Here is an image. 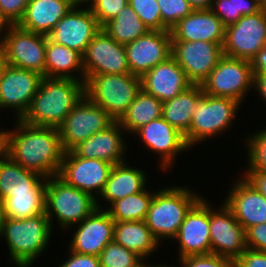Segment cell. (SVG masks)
Masks as SVG:
<instances>
[{"label": "cell", "mask_w": 266, "mask_h": 267, "mask_svg": "<svg viewBox=\"0 0 266 267\" xmlns=\"http://www.w3.org/2000/svg\"><path fill=\"white\" fill-rule=\"evenodd\" d=\"M98 257L100 267H137L144 261L136 252L114 241L108 243Z\"/></svg>", "instance_id": "cell-37"}, {"label": "cell", "mask_w": 266, "mask_h": 267, "mask_svg": "<svg viewBox=\"0 0 266 267\" xmlns=\"http://www.w3.org/2000/svg\"><path fill=\"white\" fill-rule=\"evenodd\" d=\"M85 96V82L70 78L43 77L22 121L58 128L68 113Z\"/></svg>", "instance_id": "cell-2"}, {"label": "cell", "mask_w": 266, "mask_h": 267, "mask_svg": "<svg viewBox=\"0 0 266 267\" xmlns=\"http://www.w3.org/2000/svg\"><path fill=\"white\" fill-rule=\"evenodd\" d=\"M256 89L258 97L266 102V72L254 75V90Z\"/></svg>", "instance_id": "cell-49"}, {"label": "cell", "mask_w": 266, "mask_h": 267, "mask_svg": "<svg viewBox=\"0 0 266 267\" xmlns=\"http://www.w3.org/2000/svg\"><path fill=\"white\" fill-rule=\"evenodd\" d=\"M253 134V135H252ZM244 139L247 147L246 168L244 171H261L266 173V126Z\"/></svg>", "instance_id": "cell-38"}, {"label": "cell", "mask_w": 266, "mask_h": 267, "mask_svg": "<svg viewBox=\"0 0 266 267\" xmlns=\"http://www.w3.org/2000/svg\"><path fill=\"white\" fill-rule=\"evenodd\" d=\"M187 186H169L155 190L145 219L146 225L155 239L173 240L186 214L202 198Z\"/></svg>", "instance_id": "cell-4"}, {"label": "cell", "mask_w": 266, "mask_h": 267, "mask_svg": "<svg viewBox=\"0 0 266 267\" xmlns=\"http://www.w3.org/2000/svg\"><path fill=\"white\" fill-rule=\"evenodd\" d=\"M14 122L13 130H7L6 155L41 176H57L65 153L58 128Z\"/></svg>", "instance_id": "cell-1"}, {"label": "cell", "mask_w": 266, "mask_h": 267, "mask_svg": "<svg viewBox=\"0 0 266 267\" xmlns=\"http://www.w3.org/2000/svg\"><path fill=\"white\" fill-rule=\"evenodd\" d=\"M141 89V77L131 73L93 75L85 81V96L115 121L127 112Z\"/></svg>", "instance_id": "cell-5"}, {"label": "cell", "mask_w": 266, "mask_h": 267, "mask_svg": "<svg viewBox=\"0 0 266 267\" xmlns=\"http://www.w3.org/2000/svg\"><path fill=\"white\" fill-rule=\"evenodd\" d=\"M112 167L113 164L103 160L78 157L71 150L64 153L57 176L66 184L90 194L97 200L104 189Z\"/></svg>", "instance_id": "cell-12"}, {"label": "cell", "mask_w": 266, "mask_h": 267, "mask_svg": "<svg viewBox=\"0 0 266 267\" xmlns=\"http://www.w3.org/2000/svg\"><path fill=\"white\" fill-rule=\"evenodd\" d=\"M47 178L23 168L8 155L0 159V201L12 192L45 191Z\"/></svg>", "instance_id": "cell-28"}, {"label": "cell", "mask_w": 266, "mask_h": 267, "mask_svg": "<svg viewBox=\"0 0 266 267\" xmlns=\"http://www.w3.org/2000/svg\"><path fill=\"white\" fill-rule=\"evenodd\" d=\"M171 56L193 85H201L223 56V44L207 41H172Z\"/></svg>", "instance_id": "cell-13"}, {"label": "cell", "mask_w": 266, "mask_h": 267, "mask_svg": "<svg viewBox=\"0 0 266 267\" xmlns=\"http://www.w3.org/2000/svg\"><path fill=\"white\" fill-rule=\"evenodd\" d=\"M77 225H74L76 231L69 242L68 250L99 256L105 246L113 241L115 221L105 209L96 208Z\"/></svg>", "instance_id": "cell-21"}, {"label": "cell", "mask_w": 266, "mask_h": 267, "mask_svg": "<svg viewBox=\"0 0 266 267\" xmlns=\"http://www.w3.org/2000/svg\"><path fill=\"white\" fill-rule=\"evenodd\" d=\"M209 201L202 197L186 214L176 237L178 256L185 258L211 253Z\"/></svg>", "instance_id": "cell-19"}, {"label": "cell", "mask_w": 266, "mask_h": 267, "mask_svg": "<svg viewBox=\"0 0 266 267\" xmlns=\"http://www.w3.org/2000/svg\"><path fill=\"white\" fill-rule=\"evenodd\" d=\"M218 210L209 204L211 253L235 261L246 250L245 229L224 203Z\"/></svg>", "instance_id": "cell-16"}, {"label": "cell", "mask_w": 266, "mask_h": 267, "mask_svg": "<svg viewBox=\"0 0 266 267\" xmlns=\"http://www.w3.org/2000/svg\"><path fill=\"white\" fill-rule=\"evenodd\" d=\"M113 241L136 252L144 260L160 247L145 221H115Z\"/></svg>", "instance_id": "cell-30"}, {"label": "cell", "mask_w": 266, "mask_h": 267, "mask_svg": "<svg viewBox=\"0 0 266 267\" xmlns=\"http://www.w3.org/2000/svg\"><path fill=\"white\" fill-rule=\"evenodd\" d=\"M97 208L90 194L66 184L58 176L48 177L45 190V214L53 227L70 229L87 218ZM56 217V218H55Z\"/></svg>", "instance_id": "cell-6"}, {"label": "cell", "mask_w": 266, "mask_h": 267, "mask_svg": "<svg viewBox=\"0 0 266 267\" xmlns=\"http://www.w3.org/2000/svg\"><path fill=\"white\" fill-rule=\"evenodd\" d=\"M241 103L232 98L202 94L193 112L188 132L184 135L186 144L191 147L225 133L234 123Z\"/></svg>", "instance_id": "cell-7"}, {"label": "cell", "mask_w": 266, "mask_h": 267, "mask_svg": "<svg viewBox=\"0 0 266 267\" xmlns=\"http://www.w3.org/2000/svg\"><path fill=\"white\" fill-rule=\"evenodd\" d=\"M233 183L224 203L245 231L254 225L266 223V198L243 175Z\"/></svg>", "instance_id": "cell-22"}, {"label": "cell", "mask_w": 266, "mask_h": 267, "mask_svg": "<svg viewBox=\"0 0 266 267\" xmlns=\"http://www.w3.org/2000/svg\"><path fill=\"white\" fill-rule=\"evenodd\" d=\"M226 26L210 10H194L170 30L172 41H207L223 44Z\"/></svg>", "instance_id": "cell-25"}, {"label": "cell", "mask_w": 266, "mask_h": 267, "mask_svg": "<svg viewBox=\"0 0 266 267\" xmlns=\"http://www.w3.org/2000/svg\"><path fill=\"white\" fill-rule=\"evenodd\" d=\"M203 89L201 85H192L174 98L163 102L162 117L180 133L185 135L189 128Z\"/></svg>", "instance_id": "cell-31"}, {"label": "cell", "mask_w": 266, "mask_h": 267, "mask_svg": "<svg viewBox=\"0 0 266 267\" xmlns=\"http://www.w3.org/2000/svg\"><path fill=\"white\" fill-rule=\"evenodd\" d=\"M201 86L207 95L232 98L243 104L248 92L254 90L251 61L223 55Z\"/></svg>", "instance_id": "cell-8"}, {"label": "cell", "mask_w": 266, "mask_h": 267, "mask_svg": "<svg viewBox=\"0 0 266 267\" xmlns=\"http://www.w3.org/2000/svg\"><path fill=\"white\" fill-rule=\"evenodd\" d=\"M82 57L85 81L93 75L130 73L125 46L103 29L90 41Z\"/></svg>", "instance_id": "cell-15"}, {"label": "cell", "mask_w": 266, "mask_h": 267, "mask_svg": "<svg viewBox=\"0 0 266 267\" xmlns=\"http://www.w3.org/2000/svg\"><path fill=\"white\" fill-rule=\"evenodd\" d=\"M53 228L45 213L21 220L4 217L0 239L6 240L11 263L31 267L46 250Z\"/></svg>", "instance_id": "cell-3"}, {"label": "cell", "mask_w": 266, "mask_h": 267, "mask_svg": "<svg viewBox=\"0 0 266 267\" xmlns=\"http://www.w3.org/2000/svg\"><path fill=\"white\" fill-rule=\"evenodd\" d=\"M5 218L25 219L45 213V191L12 192L2 201Z\"/></svg>", "instance_id": "cell-33"}, {"label": "cell", "mask_w": 266, "mask_h": 267, "mask_svg": "<svg viewBox=\"0 0 266 267\" xmlns=\"http://www.w3.org/2000/svg\"><path fill=\"white\" fill-rule=\"evenodd\" d=\"M261 9V0H213L210 8L226 27Z\"/></svg>", "instance_id": "cell-36"}, {"label": "cell", "mask_w": 266, "mask_h": 267, "mask_svg": "<svg viewBox=\"0 0 266 267\" xmlns=\"http://www.w3.org/2000/svg\"><path fill=\"white\" fill-rule=\"evenodd\" d=\"M45 77L70 78L85 82L82 55L76 50L54 43L47 36Z\"/></svg>", "instance_id": "cell-29"}, {"label": "cell", "mask_w": 266, "mask_h": 267, "mask_svg": "<svg viewBox=\"0 0 266 267\" xmlns=\"http://www.w3.org/2000/svg\"><path fill=\"white\" fill-rule=\"evenodd\" d=\"M246 247L266 252V223H261L245 231Z\"/></svg>", "instance_id": "cell-44"}, {"label": "cell", "mask_w": 266, "mask_h": 267, "mask_svg": "<svg viewBox=\"0 0 266 267\" xmlns=\"http://www.w3.org/2000/svg\"><path fill=\"white\" fill-rule=\"evenodd\" d=\"M262 2V10L266 13V0H261Z\"/></svg>", "instance_id": "cell-58"}, {"label": "cell", "mask_w": 266, "mask_h": 267, "mask_svg": "<svg viewBox=\"0 0 266 267\" xmlns=\"http://www.w3.org/2000/svg\"><path fill=\"white\" fill-rule=\"evenodd\" d=\"M180 267H233L234 261L214 253L188 256L178 259Z\"/></svg>", "instance_id": "cell-42"}, {"label": "cell", "mask_w": 266, "mask_h": 267, "mask_svg": "<svg viewBox=\"0 0 266 267\" xmlns=\"http://www.w3.org/2000/svg\"><path fill=\"white\" fill-rule=\"evenodd\" d=\"M29 0H0V16L9 24L17 25L22 19Z\"/></svg>", "instance_id": "cell-43"}, {"label": "cell", "mask_w": 266, "mask_h": 267, "mask_svg": "<svg viewBox=\"0 0 266 267\" xmlns=\"http://www.w3.org/2000/svg\"><path fill=\"white\" fill-rule=\"evenodd\" d=\"M124 46L130 73L142 77L171 56L172 38L170 31L149 30Z\"/></svg>", "instance_id": "cell-20"}, {"label": "cell", "mask_w": 266, "mask_h": 267, "mask_svg": "<svg viewBox=\"0 0 266 267\" xmlns=\"http://www.w3.org/2000/svg\"><path fill=\"white\" fill-rule=\"evenodd\" d=\"M115 120L99 105L84 96L58 127L64 151L106 129Z\"/></svg>", "instance_id": "cell-9"}, {"label": "cell", "mask_w": 266, "mask_h": 267, "mask_svg": "<svg viewBox=\"0 0 266 267\" xmlns=\"http://www.w3.org/2000/svg\"><path fill=\"white\" fill-rule=\"evenodd\" d=\"M7 130L0 128V159L6 155Z\"/></svg>", "instance_id": "cell-51"}, {"label": "cell", "mask_w": 266, "mask_h": 267, "mask_svg": "<svg viewBox=\"0 0 266 267\" xmlns=\"http://www.w3.org/2000/svg\"><path fill=\"white\" fill-rule=\"evenodd\" d=\"M8 25L9 24L0 16V45H2V41L5 36V31Z\"/></svg>", "instance_id": "cell-52"}, {"label": "cell", "mask_w": 266, "mask_h": 267, "mask_svg": "<svg viewBox=\"0 0 266 267\" xmlns=\"http://www.w3.org/2000/svg\"><path fill=\"white\" fill-rule=\"evenodd\" d=\"M149 267H175V266H171V265H169V266H167V265H163V264H157V265H152L151 263H150V265H149ZM177 267H178V265H177ZM180 267V266H179Z\"/></svg>", "instance_id": "cell-56"}, {"label": "cell", "mask_w": 266, "mask_h": 267, "mask_svg": "<svg viewBox=\"0 0 266 267\" xmlns=\"http://www.w3.org/2000/svg\"><path fill=\"white\" fill-rule=\"evenodd\" d=\"M102 29L91 10L84 5L73 8L56 24L48 38L76 50L82 56L94 36Z\"/></svg>", "instance_id": "cell-17"}, {"label": "cell", "mask_w": 266, "mask_h": 267, "mask_svg": "<svg viewBox=\"0 0 266 267\" xmlns=\"http://www.w3.org/2000/svg\"><path fill=\"white\" fill-rule=\"evenodd\" d=\"M3 220H4V215H3V204L0 201V234L2 230V225H3Z\"/></svg>", "instance_id": "cell-54"}, {"label": "cell", "mask_w": 266, "mask_h": 267, "mask_svg": "<svg viewBox=\"0 0 266 267\" xmlns=\"http://www.w3.org/2000/svg\"><path fill=\"white\" fill-rule=\"evenodd\" d=\"M253 74L266 72V46L251 60Z\"/></svg>", "instance_id": "cell-48"}, {"label": "cell", "mask_w": 266, "mask_h": 267, "mask_svg": "<svg viewBox=\"0 0 266 267\" xmlns=\"http://www.w3.org/2000/svg\"><path fill=\"white\" fill-rule=\"evenodd\" d=\"M148 261L145 262V260L137 267H149L150 264L147 263Z\"/></svg>", "instance_id": "cell-57"}, {"label": "cell", "mask_w": 266, "mask_h": 267, "mask_svg": "<svg viewBox=\"0 0 266 267\" xmlns=\"http://www.w3.org/2000/svg\"><path fill=\"white\" fill-rule=\"evenodd\" d=\"M243 176L266 198V173L244 171Z\"/></svg>", "instance_id": "cell-47"}, {"label": "cell", "mask_w": 266, "mask_h": 267, "mask_svg": "<svg viewBox=\"0 0 266 267\" xmlns=\"http://www.w3.org/2000/svg\"><path fill=\"white\" fill-rule=\"evenodd\" d=\"M235 267H266V252L246 248L234 261Z\"/></svg>", "instance_id": "cell-45"}, {"label": "cell", "mask_w": 266, "mask_h": 267, "mask_svg": "<svg viewBox=\"0 0 266 267\" xmlns=\"http://www.w3.org/2000/svg\"><path fill=\"white\" fill-rule=\"evenodd\" d=\"M69 2H71L74 6H78V5H86L87 0H68Z\"/></svg>", "instance_id": "cell-55"}, {"label": "cell", "mask_w": 266, "mask_h": 267, "mask_svg": "<svg viewBox=\"0 0 266 267\" xmlns=\"http://www.w3.org/2000/svg\"><path fill=\"white\" fill-rule=\"evenodd\" d=\"M73 6L68 0H29L17 25L24 30L48 36Z\"/></svg>", "instance_id": "cell-27"}, {"label": "cell", "mask_w": 266, "mask_h": 267, "mask_svg": "<svg viewBox=\"0 0 266 267\" xmlns=\"http://www.w3.org/2000/svg\"><path fill=\"white\" fill-rule=\"evenodd\" d=\"M155 191L147 188L113 202L105 209L114 221H145Z\"/></svg>", "instance_id": "cell-35"}, {"label": "cell", "mask_w": 266, "mask_h": 267, "mask_svg": "<svg viewBox=\"0 0 266 267\" xmlns=\"http://www.w3.org/2000/svg\"><path fill=\"white\" fill-rule=\"evenodd\" d=\"M68 254V259H65L58 267H100L98 256L79 254L71 250Z\"/></svg>", "instance_id": "cell-46"}, {"label": "cell", "mask_w": 266, "mask_h": 267, "mask_svg": "<svg viewBox=\"0 0 266 267\" xmlns=\"http://www.w3.org/2000/svg\"><path fill=\"white\" fill-rule=\"evenodd\" d=\"M124 132L119 121H114L106 129L80 142L72 151L81 158L99 159L113 165L122 163L126 161L124 156L128 150Z\"/></svg>", "instance_id": "cell-23"}, {"label": "cell", "mask_w": 266, "mask_h": 267, "mask_svg": "<svg viewBox=\"0 0 266 267\" xmlns=\"http://www.w3.org/2000/svg\"><path fill=\"white\" fill-rule=\"evenodd\" d=\"M6 65H7L6 57H5L2 46L0 45V76H1L3 69Z\"/></svg>", "instance_id": "cell-53"}, {"label": "cell", "mask_w": 266, "mask_h": 267, "mask_svg": "<svg viewBox=\"0 0 266 267\" xmlns=\"http://www.w3.org/2000/svg\"><path fill=\"white\" fill-rule=\"evenodd\" d=\"M136 135L142 139V144L148 151L157 154L160 168L172 169L178 155L190 148L186 144L184 135L171 126L163 117L154 119L148 124L136 130L132 136ZM180 153V154H179Z\"/></svg>", "instance_id": "cell-18"}, {"label": "cell", "mask_w": 266, "mask_h": 267, "mask_svg": "<svg viewBox=\"0 0 266 267\" xmlns=\"http://www.w3.org/2000/svg\"><path fill=\"white\" fill-rule=\"evenodd\" d=\"M102 29L119 44L126 45L149 31L128 4L117 17L108 21Z\"/></svg>", "instance_id": "cell-34"}, {"label": "cell", "mask_w": 266, "mask_h": 267, "mask_svg": "<svg viewBox=\"0 0 266 267\" xmlns=\"http://www.w3.org/2000/svg\"><path fill=\"white\" fill-rule=\"evenodd\" d=\"M128 4L149 30L163 31V22L157 0H128Z\"/></svg>", "instance_id": "cell-40"}, {"label": "cell", "mask_w": 266, "mask_h": 267, "mask_svg": "<svg viewBox=\"0 0 266 267\" xmlns=\"http://www.w3.org/2000/svg\"><path fill=\"white\" fill-rule=\"evenodd\" d=\"M147 178V172L134 166H128V161L113 165L104 189L96 200L97 208L103 209L105 207H102V201L108 202L110 206L117 200L145 190ZM99 199H102L101 202Z\"/></svg>", "instance_id": "cell-26"}, {"label": "cell", "mask_w": 266, "mask_h": 267, "mask_svg": "<svg viewBox=\"0 0 266 267\" xmlns=\"http://www.w3.org/2000/svg\"><path fill=\"white\" fill-rule=\"evenodd\" d=\"M141 81L142 89L162 102L174 98L193 85L172 56L147 71Z\"/></svg>", "instance_id": "cell-24"}, {"label": "cell", "mask_w": 266, "mask_h": 267, "mask_svg": "<svg viewBox=\"0 0 266 267\" xmlns=\"http://www.w3.org/2000/svg\"><path fill=\"white\" fill-rule=\"evenodd\" d=\"M194 10H207L211 8L213 0H186Z\"/></svg>", "instance_id": "cell-50"}, {"label": "cell", "mask_w": 266, "mask_h": 267, "mask_svg": "<svg viewBox=\"0 0 266 267\" xmlns=\"http://www.w3.org/2000/svg\"><path fill=\"white\" fill-rule=\"evenodd\" d=\"M47 36L8 25L2 41L7 65L32 70L45 77Z\"/></svg>", "instance_id": "cell-10"}, {"label": "cell", "mask_w": 266, "mask_h": 267, "mask_svg": "<svg viewBox=\"0 0 266 267\" xmlns=\"http://www.w3.org/2000/svg\"><path fill=\"white\" fill-rule=\"evenodd\" d=\"M86 4L103 27L108 21L119 15L128 5V0H87Z\"/></svg>", "instance_id": "cell-41"}, {"label": "cell", "mask_w": 266, "mask_h": 267, "mask_svg": "<svg viewBox=\"0 0 266 267\" xmlns=\"http://www.w3.org/2000/svg\"><path fill=\"white\" fill-rule=\"evenodd\" d=\"M43 75L32 70L6 65L0 76V110L11 109L21 119L37 93Z\"/></svg>", "instance_id": "cell-14"}, {"label": "cell", "mask_w": 266, "mask_h": 267, "mask_svg": "<svg viewBox=\"0 0 266 267\" xmlns=\"http://www.w3.org/2000/svg\"><path fill=\"white\" fill-rule=\"evenodd\" d=\"M162 105V101L141 89L119 123L126 134L132 135L140 127L162 117Z\"/></svg>", "instance_id": "cell-32"}, {"label": "cell", "mask_w": 266, "mask_h": 267, "mask_svg": "<svg viewBox=\"0 0 266 267\" xmlns=\"http://www.w3.org/2000/svg\"><path fill=\"white\" fill-rule=\"evenodd\" d=\"M157 3L163 22V31H170L178 21L194 11L186 0H157Z\"/></svg>", "instance_id": "cell-39"}, {"label": "cell", "mask_w": 266, "mask_h": 267, "mask_svg": "<svg viewBox=\"0 0 266 267\" xmlns=\"http://www.w3.org/2000/svg\"><path fill=\"white\" fill-rule=\"evenodd\" d=\"M266 46V13L242 16L226 27L223 55L251 61Z\"/></svg>", "instance_id": "cell-11"}]
</instances>
